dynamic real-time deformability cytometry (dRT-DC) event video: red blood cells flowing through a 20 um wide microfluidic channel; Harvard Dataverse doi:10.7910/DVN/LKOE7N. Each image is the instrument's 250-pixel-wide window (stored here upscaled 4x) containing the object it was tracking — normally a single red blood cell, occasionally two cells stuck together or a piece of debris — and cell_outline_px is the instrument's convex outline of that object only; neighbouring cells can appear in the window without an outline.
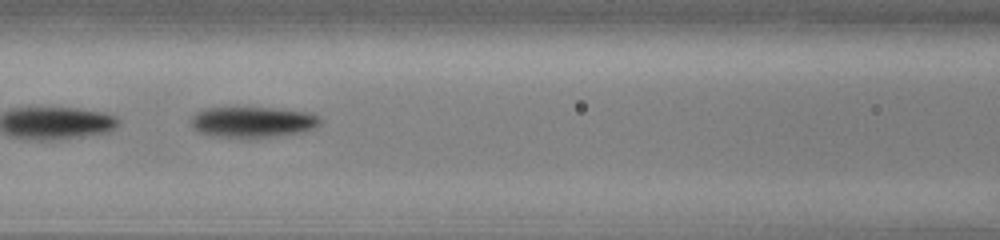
{"species": "common noctule bat (a hibernating species)", "species_latin": "Nyctalus noctula", "temperature_condition": "cold", "stored_images_in_passage": 23, "camera_frame_rate_fps": 3000, "um_per_image_px": 0.085, "animal": {"sex": "male", "body_mass_g": 13.0, "forearm_length_mm": 53.1}, "frame": {"image": 1, "passage_image": 14, "time_ms": 4.333, "image_size_px": [1000, 240], "cell_outline_px": [[320, 124], [316, 128], [304, 132], [272, 136], [220, 136], [200, 132], [192, 128], [192, 116], [196, 112], [208, 108], [284, 108], [308, 112], [320, 116]], "centroid_in_image_um": [21.56, 10.34], "position_along_channel_um": 145.0, "area_um2": 22.77}}